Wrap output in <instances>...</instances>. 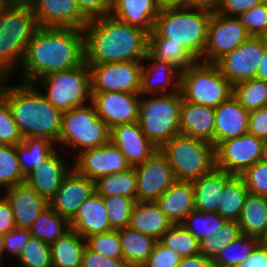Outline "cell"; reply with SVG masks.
Masks as SVG:
<instances>
[{
  "mask_svg": "<svg viewBox=\"0 0 267 267\" xmlns=\"http://www.w3.org/2000/svg\"><path fill=\"white\" fill-rule=\"evenodd\" d=\"M110 141L120 149L131 167L142 164L158 151L144 135L138 122L111 128Z\"/></svg>",
  "mask_w": 267,
  "mask_h": 267,
  "instance_id": "21",
  "label": "cell"
},
{
  "mask_svg": "<svg viewBox=\"0 0 267 267\" xmlns=\"http://www.w3.org/2000/svg\"><path fill=\"white\" fill-rule=\"evenodd\" d=\"M250 37L237 16L212 13L208 24L205 50L199 61L216 63Z\"/></svg>",
  "mask_w": 267,
  "mask_h": 267,
  "instance_id": "11",
  "label": "cell"
},
{
  "mask_svg": "<svg viewBox=\"0 0 267 267\" xmlns=\"http://www.w3.org/2000/svg\"><path fill=\"white\" fill-rule=\"evenodd\" d=\"M16 262L19 263L18 267H52L51 247L31 236Z\"/></svg>",
  "mask_w": 267,
  "mask_h": 267,
  "instance_id": "45",
  "label": "cell"
},
{
  "mask_svg": "<svg viewBox=\"0 0 267 267\" xmlns=\"http://www.w3.org/2000/svg\"><path fill=\"white\" fill-rule=\"evenodd\" d=\"M137 201H156L175 181L167 158L158 149L145 162L135 167Z\"/></svg>",
  "mask_w": 267,
  "mask_h": 267,
  "instance_id": "15",
  "label": "cell"
},
{
  "mask_svg": "<svg viewBox=\"0 0 267 267\" xmlns=\"http://www.w3.org/2000/svg\"><path fill=\"white\" fill-rule=\"evenodd\" d=\"M183 256L174 249L165 246L160 240L156 242L144 267H177Z\"/></svg>",
  "mask_w": 267,
  "mask_h": 267,
  "instance_id": "51",
  "label": "cell"
},
{
  "mask_svg": "<svg viewBox=\"0 0 267 267\" xmlns=\"http://www.w3.org/2000/svg\"><path fill=\"white\" fill-rule=\"evenodd\" d=\"M130 267H144L143 265H131Z\"/></svg>",
  "mask_w": 267,
  "mask_h": 267,
  "instance_id": "68",
  "label": "cell"
},
{
  "mask_svg": "<svg viewBox=\"0 0 267 267\" xmlns=\"http://www.w3.org/2000/svg\"><path fill=\"white\" fill-rule=\"evenodd\" d=\"M159 150L167 158L177 181H195L215 166V146L182 134L164 143Z\"/></svg>",
  "mask_w": 267,
  "mask_h": 267,
  "instance_id": "7",
  "label": "cell"
},
{
  "mask_svg": "<svg viewBox=\"0 0 267 267\" xmlns=\"http://www.w3.org/2000/svg\"><path fill=\"white\" fill-rule=\"evenodd\" d=\"M30 237L29 229L24 228H15L4 234V253L17 259Z\"/></svg>",
  "mask_w": 267,
  "mask_h": 267,
  "instance_id": "52",
  "label": "cell"
},
{
  "mask_svg": "<svg viewBox=\"0 0 267 267\" xmlns=\"http://www.w3.org/2000/svg\"><path fill=\"white\" fill-rule=\"evenodd\" d=\"M0 78V93L6 98L12 117L23 136L45 137L57 145L63 112L54 107L34 84H8Z\"/></svg>",
  "mask_w": 267,
  "mask_h": 267,
  "instance_id": "3",
  "label": "cell"
},
{
  "mask_svg": "<svg viewBox=\"0 0 267 267\" xmlns=\"http://www.w3.org/2000/svg\"><path fill=\"white\" fill-rule=\"evenodd\" d=\"M212 12L193 7L161 8L148 38H168L197 61L203 57Z\"/></svg>",
  "mask_w": 267,
  "mask_h": 267,
  "instance_id": "4",
  "label": "cell"
},
{
  "mask_svg": "<svg viewBox=\"0 0 267 267\" xmlns=\"http://www.w3.org/2000/svg\"><path fill=\"white\" fill-rule=\"evenodd\" d=\"M233 176L215 167L211 172L192 181L195 210L217 212L218 202L222 197L224 186Z\"/></svg>",
  "mask_w": 267,
  "mask_h": 267,
  "instance_id": "30",
  "label": "cell"
},
{
  "mask_svg": "<svg viewBox=\"0 0 267 267\" xmlns=\"http://www.w3.org/2000/svg\"><path fill=\"white\" fill-rule=\"evenodd\" d=\"M248 133L262 140L267 139V106L249 112Z\"/></svg>",
  "mask_w": 267,
  "mask_h": 267,
  "instance_id": "56",
  "label": "cell"
},
{
  "mask_svg": "<svg viewBox=\"0 0 267 267\" xmlns=\"http://www.w3.org/2000/svg\"><path fill=\"white\" fill-rule=\"evenodd\" d=\"M140 94L124 92H92V103L98 117L109 128L138 122Z\"/></svg>",
  "mask_w": 267,
  "mask_h": 267,
  "instance_id": "17",
  "label": "cell"
},
{
  "mask_svg": "<svg viewBox=\"0 0 267 267\" xmlns=\"http://www.w3.org/2000/svg\"><path fill=\"white\" fill-rule=\"evenodd\" d=\"M173 224H181L195 210L192 181H175L157 200Z\"/></svg>",
  "mask_w": 267,
  "mask_h": 267,
  "instance_id": "28",
  "label": "cell"
},
{
  "mask_svg": "<svg viewBox=\"0 0 267 267\" xmlns=\"http://www.w3.org/2000/svg\"><path fill=\"white\" fill-rule=\"evenodd\" d=\"M267 0H221L217 13L227 16H239L241 13L260 5Z\"/></svg>",
  "mask_w": 267,
  "mask_h": 267,
  "instance_id": "55",
  "label": "cell"
},
{
  "mask_svg": "<svg viewBox=\"0 0 267 267\" xmlns=\"http://www.w3.org/2000/svg\"><path fill=\"white\" fill-rule=\"evenodd\" d=\"M261 160L267 163V139L264 140Z\"/></svg>",
  "mask_w": 267,
  "mask_h": 267,
  "instance_id": "65",
  "label": "cell"
},
{
  "mask_svg": "<svg viewBox=\"0 0 267 267\" xmlns=\"http://www.w3.org/2000/svg\"><path fill=\"white\" fill-rule=\"evenodd\" d=\"M233 96L249 112L267 106V81L257 78L233 86Z\"/></svg>",
  "mask_w": 267,
  "mask_h": 267,
  "instance_id": "40",
  "label": "cell"
},
{
  "mask_svg": "<svg viewBox=\"0 0 267 267\" xmlns=\"http://www.w3.org/2000/svg\"><path fill=\"white\" fill-rule=\"evenodd\" d=\"M52 267H81L86 239L73 229L50 245Z\"/></svg>",
  "mask_w": 267,
  "mask_h": 267,
  "instance_id": "32",
  "label": "cell"
},
{
  "mask_svg": "<svg viewBox=\"0 0 267 267\" xmlns=\"http://www.w3.org/2000/svg\"><path fill=\"white\" fill-rule=\"evenodd\" d=\"M108 219L112 230H119L129 226L130 217L136 201L130 197L114 195L103 197Z\"/></svg>",
  "mask_w": 267,
  "mask_h": 267,
  "instance_id": "46",
  "label": "cell"
},
{
  "mask_svg": "<svg viewBox=\"0 0 267 267\" xmlns=\"http://www.w3.org/2000/svg\"><path fill=\"white\" fill-rule=\"evenodd\" d=\"M259 244L267 247V227H266L264 233L259 238Z\"/></svg>",
  "mask_w": 267,
  "mask_h": 267,
  "instance_id": "66",
  "label": "cell"
},
{
  "mask_svg": "<svg viewBox=\"0 0 267 267\" xmlns=\"http://www.w3.org/2000/svg\"><path fill=\"white\" fill-rule=\"evenodd\" d=\"M148 53L154 59L172 63L181 71L197 61L180 44L168 42V38H148Z\"/></svg>",
  "mask_w": 267,
  "mask_h": 267,
  "instance_id": "38",
  "label": "cell"
},
{
  "mask_svg": "<svg viewBox=\"0 0 267 267\" xmlns=\"http://www.w3.org/2000/svg\"><path fill=\"white\" fill-rule=\"evenodd\" d=\"M81 267H130L124 259H113L91 251L87 246L83 252Z\"/></svg>",
  "mask_w": 267,
  "mask_h": 267,
  "instance_id": "54",
  "label": "cell"
},
{
  "mask_svg": "<svg viewBox=\"0 0 267 267\" xmlns=\"http://www.w3.org/2000/svg\"><path fill=\"white\" fill-rule=\"evenodd\" d=\"M5 5L6 3L3 0H0V12Z\"/></svg>",
  "mask_w": 267,
  "mask_h": 267,
  "instance_id": "67",
  "label": "cell"
},
{
  "mask_svg": "<svg viewBox=\"0 0 267 267\" xmlns=\"http://www.w3.org/2000/svg\"><path fill=\"white\" fill-rule=\"evenodd\" d=\"M70 230L69 220L60 216L50 205H47L42 210L38 218L29 227L31 236L49 245L63 237Z\"/></svg>",
  "mask_w": 267,
  "mask_h": 267,
  "instance_id": "35",
  "label": "cell"
},
{
  "mask_svg": "<svg viewBox=\"0 0 267 267\" xmlns=\"http://www.w3.org/2000/svg\"><path fill=\"white\" fill-rule=\"evenodd\" d=\"M240 176L249 193L267 197V163L257 161Z\"/></svg>",
  "mask_w": 267,
  "mask_h": 267,
  "instance_id": "50",
  "label": "cell"
},
{
  "mask_svg": "<svg viewBox=\"0 0 267 267\" xmlns=\"http://www.w3.org/2000/svg\"><path fill=\"white\" fill-rule=\"evenodd\" d=\"M177 267H213L212 259L202 254L183 257Z\"/></svg>",
  "mask_w": 267,
  "mask_h": 267,
  "instance_id": "59",
  "label": "cell"
},
{
  "mask_svg": "<svg viewBox=\"0 0 267 267\" xmlns=\"http://www.w3.org/2000/svg\"><path fill=\"white\" fill-rule=\"evenodd\" d=\"M226 220L217 212L194 210L181 223L198 241L213 236Z\"/></svg>",
  "mask_w": 267,
  "mask_h": 267,
  "instance_id": "41",
  "label": "cell"
},
{
  "mask_svg": "<svg viewBox=\"0 0 267 267\" xmlns=\"http://www.w3.org/2000/svg\"><path fill=\"white\" fill-rule=\"evenodd\" d=\"M24 140L6 98L0 93V145L17 146Z\"/></svg>",
  "mask_w": 267,
  "mask_h": 267,
  "instance_id": "48",
  "label": "cell"
},
{
  "mask_svg": "<svg viewBox=\"0 0 267 267\" xmlns=\"http://www.w3.org/2000/svg\"><path fill=\"white\" fill-rule=\"evenodd\" d=\"M94 189L95 193L102 197L121 195L137 201V176L135 167L96 179L94 181Z\"/></svg>",
  "mask_w": 267,
  "mask_h": 267,
  "instance_id": "34",
  "label": "cell"
},
{
  "mask_svg": "<svg viewBox=\"0 0 267 267\" xmlns=\"http://www.w3.org/2000/svg\"><path fill=\"white\" fill-rule=\"evenodd\" d=\"M108 215L103 197L94 192L69 221L70 227L84 239L94 234L106 233L112 231Z\"/></svg>",
  "mask_w": 267,
  "mask_h": 267,
  "instance_id": "25",
  "label": "cell"
},
{
  "mask_svg": "<svg viewBox=\"0 0 267 267\" xmlns=\"http://www.w3.org/2000/svg\"><path fill=\"white\" fill-rule=\"evenodd\" d=\"M256 78L267 81V48L265 49L263 57L260 61V65L256 73Z\"/></svg>",
  "mask_w": 267,
  "mask_h": 267,
  "instance_id": "62",
  "label": "cell"
},
{
  "mask_svg": "<svg viewBox=\"0 0 267 267\" xmlns=\"http://www.w3.org/2000/svg\"><path fill=\"white\" fill-rule=\"evenodd\" d=\"M110 133L111 129L98 117L95 106L90 102L63 112L57 144L77 151L76 157L82 151L110 142Z\"/></svg>",
  "mask_w": 267,
  "mask_h": 267,
  "instance_id": "8",
  "label": "cell"
},
{
  "mask_svg": "<svg viewBox=\"0 0 267 267\" xmlns=\"http://www.w3.org/2000/svg\"><path fill=\"white\" fill-rule=\"evenodd\" d=\"M85 62L143 61L148 54V34L111 14L89 21L83 28Z\"/></svg>",
  "mask_w": 267,
  "mask_h": 267,
  "instance_id": "2",
  "label": "cell"
},
{
  "mask_svg": "<svg viewBox=\"0 0 267 267\" xmlns=\"http://www.w3.org/2000/svg\"><path fill=\"white\" fill-rule=\"evenodd\" d=\"M237 267H267V247L258 244Z\"/></svg>",
  "mask_w": 267,
  "mask_h": 267,
  "instance_id": "58",
  "label": "cell"
},
{
  "mask_svg": "<svg viewBox=\"0 0 267 267\" xmlns=\"http://www.w3.org/2000/svg\"><path fill=\"white\" fill-rule=\"evenodd\" d=\"M180 93L187 102L215 108L233 95V85L215 63L196 61L181 71Z\"/></svg>",
  "mask_w": 267,
  "mask_h": 267,
  "instance_id": "9",
  "label": "cell"
},
{
  "mask_svg": "<svg viewBox=\"0 0 267 267\" xmlns=\"http://www.w3.org/2000/svg\"><path fill=\"white\" fill-rule=\"evenodd\" d=\"M240 234V227L237 222L226 221L213 236H206L199 241L200 253L213 259L224 246L231 244Z\"/></svg>",
  "mask_w": 267,
  "mask_h": 267,
  "instance_id": "44",
  "label": "cell"
},
{
  "mask_svg": "<svg viewBox=\"0 0 267 267\" xmlns=\"http://www.w3.org/2000/svg\"><path fill=\"white\" fill-rule=\"evenodd\" d=\"M84 62L83 29L38 27L28 42L20 82L33 84L45 75L70 70Z\"/></svg>",
  "mask_w": 267,
  "mask_h": 267,
  "instance_id": "1",
  "label": "cell"
},
{
  "mask_svg": "<svg viewBox=\"0 0 267 267\" xmlns=\"http://www.w3.org/2000/svg\"><path fill=\"white\" fill-rule=\"evenodd\" d=\"M161 8L190 7V0H158Z\"/></svg>",
  "mask_w": 267,
  "mask_h": 267,
  "instance_id": "61",
  "label": "cell"
},
{
  "mask_svg": "<svg viewBox=\"0 0 267 267\" xmlns=\"http://www.w3.org/2000/svg\"><path fill=\"white\" fill-rule=\"evenodd\" d=\"M74 160L73 168L80 175L93 181L131 168L126 157L111 141L94 149L82 151Z\"/></svg>",
  "mask_w": 267,
  "mask_h": 267,
  "instance_id": "16",
  "label": "cell"
},
{
  "mask_svg": "<svg viewBox=\"0 0 267 267\" xmlns=\"http://www.w3.org/2000/svg\"><path fill=\"white\" fill-rule=\"evenodd\" d=\"M267 48V38L250 37L215 64L220 72L234 86L242 81L256 78V73Z\"/></svg>",
  "mask_w": 267,
  "mask_h": 267,
  "instance_id": "14",
  "label": "cell"
},
{
  "mask_svg": "<svg viewBox=\"0 0 267 267\" xmlns=\"http://www.w3.org/2000/svg\"><path fill=\"white\" fill-rule=\"evenodd\" d=\"M76 3L88 21L111 14V0H76Z\"/></svg>",
  "mask_w": 267,
  "mask_h": 267,
  "instance_id": "53",
  "label": "cell"
},
{
  "mask_svg": "<svg viewBox=\"0 0 267 267\" xmlns=\"http://www.w3.org/2000/svg\"><path fill=\"white\" fill-rule=\"evenodd\" d=\"M161 7L158 0H111V15L151 33Z\"/></svg>",
  "mask_w": 267,
  "mask_h": 267,
  "instance_id": "27",
  "label": "cell"
},
{
  "mask_svg": "<svg viewBox=\"0 0 267 267\" xmlns=\"http://www.w3.org/2000/svg\"><path fill=\"white\" fill-rule=\"evenodd\" d=\"M180 134L207 141L215 146V108L182 101Z\"/></svg>",
  "mask_w": 267,
  "mask_h": 267,
  "instance_id": "23",
  "label": "cell"
},
{
  "mask_svg": "<svg viewBox=\"0 0 267 267\" xmlns=\"http://www.w3.org/2000/svg\"><path fill=\"white\" fill-rule=\"evenodd\" d=\"M264 140L246 133L227 139L215 147V166L229 174L240 176L261 160Z\"/></svg>",
  "mask_w": 267,
  "mask_h": 267,
  "instance_id": "13",
  "label": "cell"
},
{
  "mask_svg": "<svg viewBox=\"0 0 267 267\" xmlns=\"http://www.w3.org/2000/svg\"><path fill=\"white\" fill-rule=\"evenodd\" d=\"M258 244V238L240 234L235 241L216 254L212 259L213 267H237L250 256Z\"/></svg>",
  "mask_w": 267,
  "mask_h": 267,
  "instance_id": "39",
  "label": "cell"
},
{
  "mask_svg": "<svg viewBox=\"0 0 267 267\" xmlns=\"http://www.w3.org/2000/svg\"><path fill=\"white\" fill-rule=\"evenodd\" d=\"M24 181L25 175L18 162L16 146L0 145V188L3 187L6 191Z\"/></svg>",
  "mask_w": 267,
  "mask_h": 267,
  "instance_id": "43",
  "label": "cell"
},
{
  "mask_svg": "<svg viewBox=\"0 0 267 267\" xmlns=\"http://www.w3.org/2000/svg\"><path fill=\"white\" fill-rule=\"evenodd\" d=\"M124 260L131 265H142L151 254L157 240L129 227L118 230Z\"/></svg>",
  "mask_w": 267,
  "mask_h": 267,
  "instance_id": "33",
  "label": "cell"
},
{
  "mask_svg": "<svg viewBox=\"0 0 267 267\" xmlns=\"http://www.w3.org/2000/svg\"><path fill=\"white\" fill-rule=\"evenodd\" d=\"M238 18L251 37L267 38V1L241 13Z\"/></svg>",
  "mask_w": 267,
  "mask_h": 267,
  "instance_id": "49",
  "label": "cell"
},
{
  "mask_svg": "<svg viewBox=\"0 0 267 267\" xmlns=\"http://www.w3.org/2000/svg\"><path fill=\"white\" fill-rule=\"evenodd\" d=\"M248 194L244 179L234 175L224 186L217 213L226 221L237 222Z\"/></svg>",
  "mask_w": 267,
  "mask_h": 267,
  "instance_id": "37",
  "label": "cell"
},
{
  "mask_svg": "<svg viewBox=\"0 0 267 267\" xmlns=\"http://www.w3.org/2000/svg\"><path fill=\"white\" fill-rule=\"evenodd\" d=\"M4 192L3 196L12 208L16 228L29 229L42 210L49 205L45 198L25 182L14 185Z\"/></svg>",
  "mask_w": 267,
  "mask_h": 267,
  "instance_id": "24",
  "label": "cell"
},
{
  "mask_svg": "<svg viewBox=\"0 0 267 267\" xmlns=\"http://www.w3.org/2000/svg\"><path fill=\"white\" fill-rule=\"evenodd\" d=\"M172 225L156 201H136L128 227L159 241Z\"/></svg>",
  "mask_w": 267,
  "mask_h": 267,
  "instance_id": "29",
  "label": "cell"
},
{
  "mask_svg": "<svg viewBox=\"0 0 267 267\" xmlns=\"http://www.w3.org/2000/svg\"><path fill=\"white\" fill-rule=\"evenodd\" d=\"M57 149L44 162L25 175V183L47 201L56 194L63 179L73 168ZM65 160V161H64Z\"/></svg>",
  "mask_w": 267,
  "mask_h": 267,
  "instance_id": "22",
  "label": "cell"
},
{
  "mask_svg": "<svg viewBox=\"0 0 267 267\" xmlns=\"http://www.w3.org/2000/svg\"><path fill=\"white\" fill-rule=\"evenodd\" d=\"M33 84L43 86L42 95L62 112L92 102L91 71L86 62L70 70L45 75Z\"/></svg>",
  "mask_w": 267,
  "mask_h": 267,
  "instance_id": "10",
  "label": "cell"
},
{
  "mask_svg": "<svg viewBox=\"0 0 267 267\" xmlns=\"http://www.w3.org/2000/svg\"><path fill=\"white\" fill-rule=\"evenodd\" d=\"M86 246L93 252L113 259H124L118 230L94 234L86 238Z\"/></svg>",
  "mask_w": 267,
  "mask_h": 267,
  "instance_id": "47",
  "label": "cell"
},
{
  "mask_svg": "<svg viewBox=\"0 0 267 267\" xmlns=\"http://www.w3.org/2000/svg\"><path fill=\"white\" fill-rule=\"evenodd\" d=\"M94 192V181L80 175L72 168L48 204L60 216L70 221L80 205Z\"/></svg>",
  "mask_w": 267,
  "mask_h": 267,
  "instance_id": "19",
  "label": "cell"
},
{
  "mask_svg": "<svg viewBox=\"0 0 267 267\" xmlns=\"http://www.w3.org/2000/svg\"><path fill=\"white\" fill-rule=\"evenodd\" d=\"M4 234L0 232V265L2 266L4 261Z\"/></svg>",
  "mask_w": 267,
  "mask_h": 267,
  "instance_id": "63",
  "label": "cell"
},
{
  "mask_svg": "<svg viewBox=\"0 0 267 267\" xmlns=\"http://www.w3.org/2000/svg\"><path fill=\"white\" fill-rule=\"evenodd\" d=\"M6 4H31L33 0H3Z\"/></svg>",
  "mask_w": 267,
  "mask_h": 267,
  "instance_id": "64",
  "label": "cell"
},
{
  "mask_svg": "<svg viewBox=\"0 0 267 267\" xmlns=\"http://www.w3.org/2000/svg\"><path fill=\"white\" fill-rule=\"evenodd\" d=\"M143 61L88 64L92 92L139 94Z\"/></svg>",
  "mask_w": 267,
  "mask_h": 267,
  "instance_id": "12",
  "label": "cell"
},
{
  "mask_svg": "<svg viewBox=\"0 0 267 267\" xmlns=\"http://www.w3.org/2000/svg\"><path fill=\"white\" fill-rule=\"evenodd\" d=\"M182 101L180 92L141 96L138 123L144 135L158 149L180 134Z\"/></svg>",
  "mask_w": 267,
  "mask_h": 267,
  "instance_id": "6",
  "label": "cell"
},
{
  "mask_svg": "<svg viewBox=\"0 0 267 267\" xmlns=\"http://www.w3.org/2000/svg\"><path fill=\"white\" fill-rule=\"evenodd\" d=\"M45 137H28L16 146L20 168L24 175L44 162L56 150V144Z\"/></svg>",
  "mask_w": 267,
  "mask_h": 267,
  "instance_id": "36",
  "label": "cell"
},
{
  "mask_svg": "<svg viewBox=\"0 0 267 267\" xmlns=\"http://www.w3.org/2000/svg\"><path fill=\"white\" fill-rule=\"evenodd\" d=\"M30 6L38 27L83 29L89 22L76 0H33Z\"/></svg>",
  "mask_w": 267,
  "mask_h": 267,
  "instance_id": "18",
  "label": "cell"
},
{
  "mask_svg": "<svg viewBox=\"0 0 267 267\" xmlns=\"http://www.w3.org/2000/svg\"><path fill=\"white\" fill-rule=\"evenodd\" d=\"M160 241L183 257L201 254L199 241L182 224H173Z\"/></svg>",
  "mask_w": 267,
  "mask_h": 267,
  "instance_id": "42",
  "label": "cell"
},
{
  "mask_svg": "<svg viewBox=\"0 0 267 267\" xmlns=\"http://www.w3.org/2000/svg\"><path fill=\"white\" fill-rule=\"evenodd\" d=\"M145 62L147 64L144 65ZM180 76L181 70L172 63L154 59L148 53L143 60L139 94L143 96L180 92Z\"/></svg>",
  "mask_w": 267,
  "mask_h": 267,
  "instance_id": "20",
  "label": "cell"
},
{
  "mask_svg": "<svg viewBox=\"0 0 267 267\" xmlns=\"http://www.w3.org/2000/svg\"><path fill=\"white\" fill-rule=\"evenodd\" d=\"M38 28L29 4H6L0 12V78L21 67L28 42Z\"/></svg>",
  "mask_w": 267,
  "mask_h": 267,
  "instance_id": "5",
  "label": "cell"
},
{
  "mask_svg": "<svg viewBox=\"0 0 267 267\" xmlns=\"http://www.w3.org/2000/svg\"><path fill=\"white\" fill-rule=\"evenodd\" d=\"M237 223L241 234L259 239L267 227V197L249 193Z\"/></svg>",
  "mask_w": 267,
  "mask_h": 267,
  "instance_id": "31",
  "label": "cell"
},
{
  "mask_svg": "<svg viewBox=\"0 0 267 267\" xmlns=\"http://www.w3.org/2000/svg\"><path fill=\"white\" fill-rule=\"evenodd\" d=\"M221 0H190V7L203 9L215 13Z\"/></svg>",
  "mask_w": 267,
  "mask_h": 267,
  "instance_id": "60",
  "label": "cell"
},
{
  "mask_svg": "<svg viewBox=\"0 0 267 267\" xmlns=\"http://www.w3.org/2000/svg\"><path fill=\"white\" fill-rule=\"evenodd\" d=\"M16 228L14 214L10 203L0 194V232L8 233Z\"/></svg>",
  "mask_w": 267,
  "mask_h": 267,
  "instance_id": "57",
  "label": "cell"
},
{
  "mask_svg": "<svg viewBox=\"0 0 267 267\" xmlns=\"http://www.w3.org/2000/svg\"><path fill=\"white\" fill-rule=\"evenodd\" d=\"M248 116L249 111L233 95L215 107V147L248 133Z\"/></svg>",
  "mask_w": 267,
  "mask_h": 267,
  "instance_id": "26",
  "label": "cell"
}]
</instances>
